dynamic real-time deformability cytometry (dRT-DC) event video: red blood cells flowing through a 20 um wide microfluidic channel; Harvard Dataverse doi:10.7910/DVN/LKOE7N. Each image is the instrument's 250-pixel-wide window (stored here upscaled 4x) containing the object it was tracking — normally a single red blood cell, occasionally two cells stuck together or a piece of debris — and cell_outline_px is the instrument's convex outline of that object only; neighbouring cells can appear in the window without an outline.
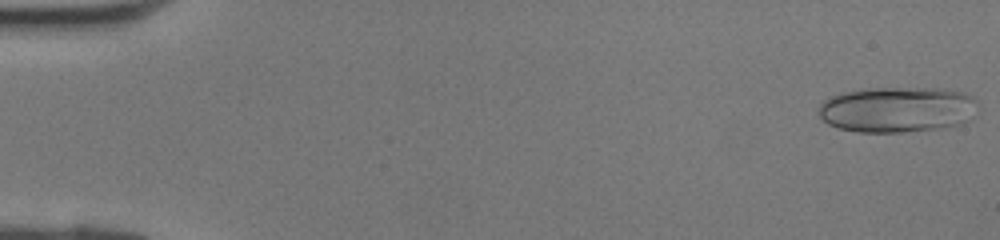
{"species": "human", "species_latin": "Homo sapiens", "temperature_condition": "room temperature", "stored_images_in_passage": 41, "camera_frame_rate_fps": 3000, "um_per_image_px": 0.085, "donor": {"sex": "female"}, "frame": {"image": 1, "passage_image": 1, "time_ms": 0.0, "image_size_px": [1000, 240], "cell_outline_px": [[976, 100], [968, 120], [960, 124], [936, 128], [904, 132], [856, 132], [836, 128], [828, 124], [820, 116], [820, 104], [824, 100], [832, 96], [844, 92], [868, 88], [940, 88], [960, 92], [972, 96]], "centroid_in_image_um": [76.2, 9.31], "position_along_channel_um": 8.8, "area_um2": 41.96}}
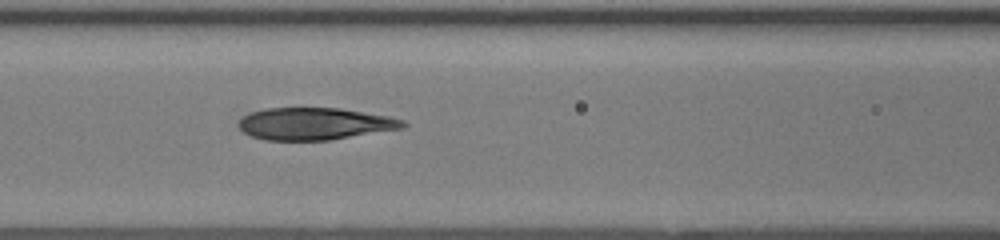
{"frame": {"image": 2, "passage_image": 18, "time_ms": 5.667, "image_size_px": [1000, 240], "cell_outline_px": [[408, 124], [404, 128], [328, 140], [264, 140], [252, 136], [244, 132], [240, 128], [240, 120], [244, 116], [252, 112], [268, 108], [340, 108], [388, 116], [404, 120]], "centroid_in_image_um": [26.79, 10.52], "position_along_channel_um": 139.8, "area_um2": 30.52}}
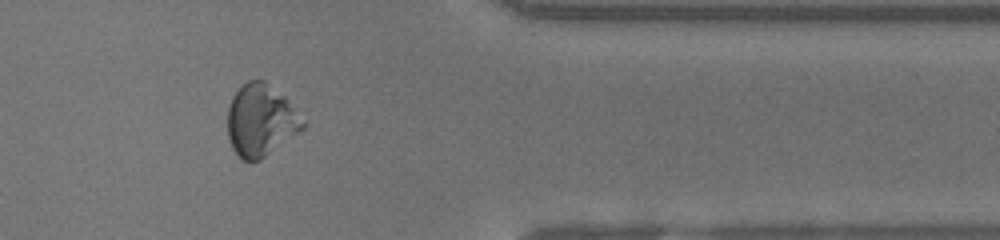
{"frame": {"image": 3, "passage_image": 34, "time_ms": 11.0, "image_size_px": [1000, 240], "cell_outline_px": [[304, 128], [260, 160], [244, 160], [232, 148], [228, 140], [228, 108], [232, 96], [248, 80], [264, 80], [284, 96], [304, 124]], "centroid_in_image_um": [22.12, 10.23], "position_along_channel_um": 389.3, "area_um2": 30.81}}